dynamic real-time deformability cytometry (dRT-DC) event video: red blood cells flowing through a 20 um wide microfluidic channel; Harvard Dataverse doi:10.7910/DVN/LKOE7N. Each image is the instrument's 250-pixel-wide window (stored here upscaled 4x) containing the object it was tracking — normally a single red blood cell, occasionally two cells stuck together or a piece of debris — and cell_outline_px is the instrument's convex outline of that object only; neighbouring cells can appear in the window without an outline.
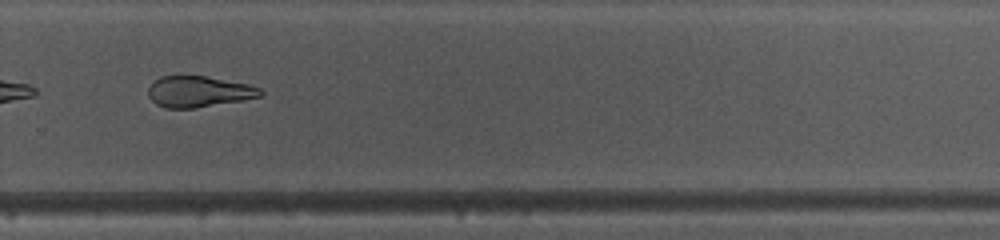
{"species": "common noctule bat (a hibernating species)", "species_latin": "Nyctalus noctula", "temperature_condition": "warm", "stored_images_in_passage": 47, "camera_frame_rate_fps": 3000, "um_per_image_px": 0.085, "animal": {"sex": "female", "body_mass_g": 10.0, "forearm_length_mm": 53.1}, "frame": {"image": 1, "passage_image": 34, "time_ms": 11.0, "image_size_px": [1000, 240], "cell_outline_px": [[264, 96], [244, 100], [196, 108], [164, 108], [156, 104], [148, 96], [148, 88], [160, 76], [204, 76], [248, 84], [260, 88], [264, 92]], "centroid_in_image_um": [16.92, 7.8], "position_along_channel_um": 312.9, "area_um2": 20.35}, "authors_computed_cell_mechanics": {"area_um2": 24.0448, "velocity_mm_per_s": 4.1519, "shape_relaxation_time_tau1_ms": null, "shape_relaxation_time_tau2_ms": 5.8199, "deformation_change_tau1": null, "deformation_change_tau2": 0.1767}}